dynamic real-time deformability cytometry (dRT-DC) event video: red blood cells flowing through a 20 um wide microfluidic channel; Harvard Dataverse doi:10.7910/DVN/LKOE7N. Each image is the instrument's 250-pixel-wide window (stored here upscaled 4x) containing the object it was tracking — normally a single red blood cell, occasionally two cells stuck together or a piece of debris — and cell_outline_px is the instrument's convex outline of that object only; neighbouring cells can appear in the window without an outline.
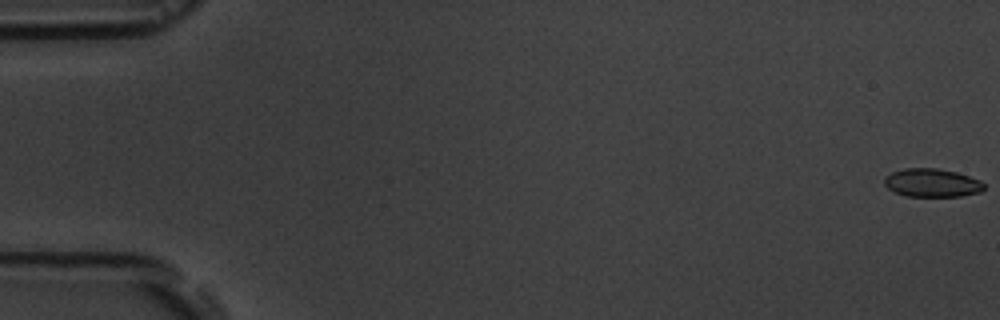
{"species": "common noctule bat (a hibernating species)", "species_latin": "Nyctalus noctula", "temperature_condition": "room temperature", "stored_images_in_passage": 3, "camera_frame_rate_fps": 3000, "um_per_image_px": 0.085, "animal": {"sex": "male", "body_mass_g": 19.5, "forearm_length_mm": 54.6}, "frame": {"image": 1, "passage_image": 1, "time_ms": 0.0, "image_size_px": [1000, 320], "cell_outline_px": [[984, 188], [980, 192], [960, 196], [908, 196], [896, 192], [888, 188], [884, 184], [884, 180], [892, 172], [904, 168], [936, 168], [956, 172], [980, 180], [984, 184]], "centroid_in_image_um": [79.23, 15.54], "position_along_channel_um": 5.8, "area_um2": 16.24}}